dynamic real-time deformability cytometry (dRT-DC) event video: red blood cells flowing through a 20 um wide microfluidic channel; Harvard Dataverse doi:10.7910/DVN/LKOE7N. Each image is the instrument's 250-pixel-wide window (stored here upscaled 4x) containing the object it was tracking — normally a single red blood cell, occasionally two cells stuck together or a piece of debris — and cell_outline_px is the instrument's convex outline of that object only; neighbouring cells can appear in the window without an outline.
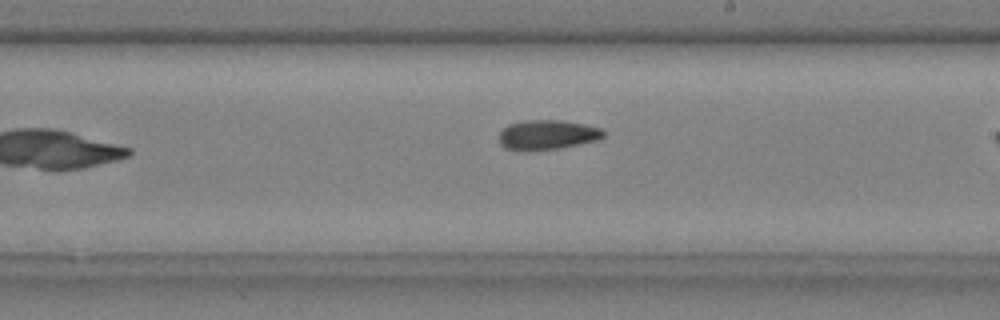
{"species": "common noctule bat (a hibernating species)", "species_latin": "Nyctalus noctula", "temperature_condition": "cold", "stored_images_in_passage": 10, "camera_frame_rate_fps": 3000, "um_per_image_px": 0.085, "animal": {"sex": "male", "body_mass_g": 20.4}, "frame": {"image": 1, "passage_image": 10, "time_ms": 3.0, "image_size_px": [1000, 320], "cell_outline_px": [[604, 136], [596, 140], [560, 148], [532, 152], [524, 152], [504, 148], [500, 144], [500, 132], [508, 124], [524, 120], [560, 120], [584, 124], [604, 128]], "centroid_in_image_um": [46.49, 11.47], "position_along_channel_um": 242.5, "area_um2": 18.38}}